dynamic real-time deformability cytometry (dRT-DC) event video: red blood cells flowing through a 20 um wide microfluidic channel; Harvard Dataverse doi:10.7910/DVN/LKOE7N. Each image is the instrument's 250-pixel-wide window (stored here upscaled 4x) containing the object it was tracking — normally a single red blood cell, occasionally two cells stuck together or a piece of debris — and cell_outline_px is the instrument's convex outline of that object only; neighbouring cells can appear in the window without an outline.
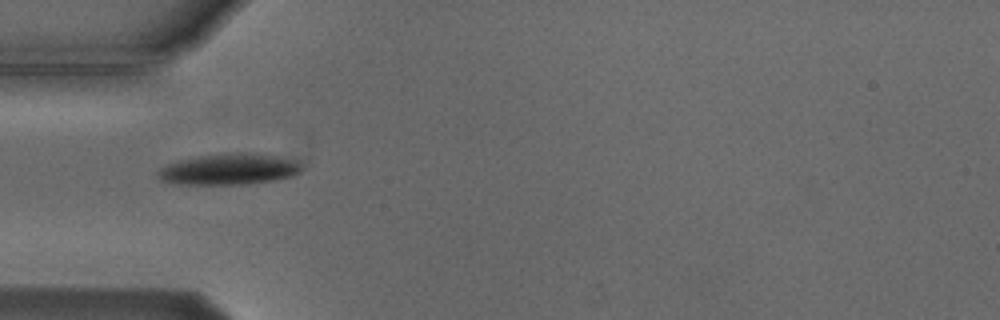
{"species": "Egyptian fruit bat (a non-hibernating species)", "species_latin": "Rousettus aegyptiacus", "temperature_condition": "cold", "stored_images_in_passage": 5, "camera_frame_rate_fps": 3000, "um_per_image_px": 0.085, "animal": {"sex": "male"}, "frame": {"image": 1, "passage_image": 1, "time_ms": 0.0, "image_size_px": [1000, 320], "cell_outline_px": [[304, 168], [300, 172], [292, 176], [276, 180], [248, 184], [188, 184], [160, 180], [156, 176], [156, 172], [160, 168], [176, 160], [196, 156], [240, 152], [248, 152], [276, 156], [296, 160]], "centroid_in_image_um": [19.48, 14.37], "position_along_channel_um": 65.5, "area_um2": 26.18}}
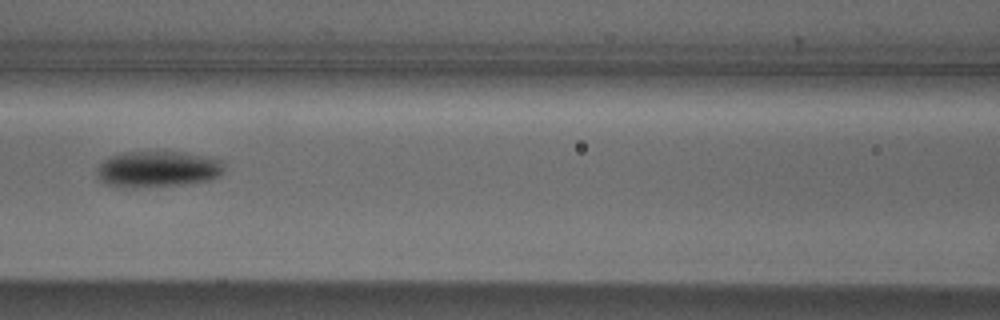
{"frame": {"image": 2, "passage_image": 3, "time_ms": 2.333, "image_size_px": [1000, 320], "cell_outline_px": [[224, 172], [220, 176], [208, 180], [184, 184], [104, 184], [100, 180], [96, 168], [104, 160], [120, 152], [184, 152], [204, 156], [220, 160], [224, 168]], "centroid_in_image_um": [13.46, 14.32], "position_along_channel_um": 153.1, "area_um2": 25.61}}
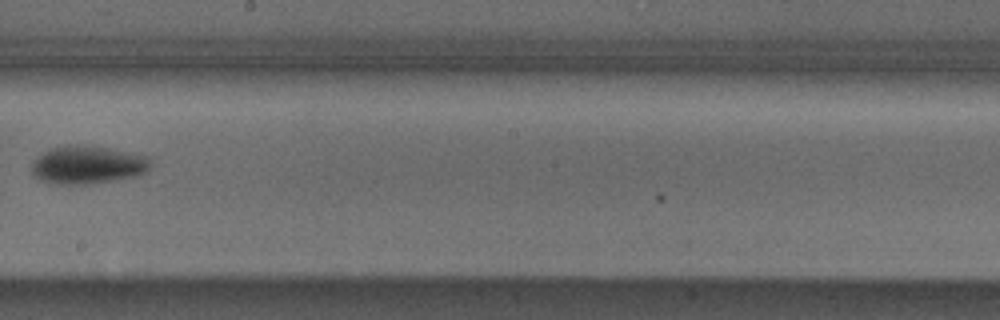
{"frame": {"image": 3, "passage_image": 5, "time_ms": 4.667, "image_size_px": [1000, 320], "cell_outline_px": [[148, 168], [140, 176], [92, 184], [60, 184], [40, 180], [32, 176], [32, 164], [44, 152], [52, 148], [108, 148], [144, 156], [148, 160]], "centroid_in_image_um": [7.44, 14.09], "position_along_channel_um": 240.8, "area_um2": 25.14}}